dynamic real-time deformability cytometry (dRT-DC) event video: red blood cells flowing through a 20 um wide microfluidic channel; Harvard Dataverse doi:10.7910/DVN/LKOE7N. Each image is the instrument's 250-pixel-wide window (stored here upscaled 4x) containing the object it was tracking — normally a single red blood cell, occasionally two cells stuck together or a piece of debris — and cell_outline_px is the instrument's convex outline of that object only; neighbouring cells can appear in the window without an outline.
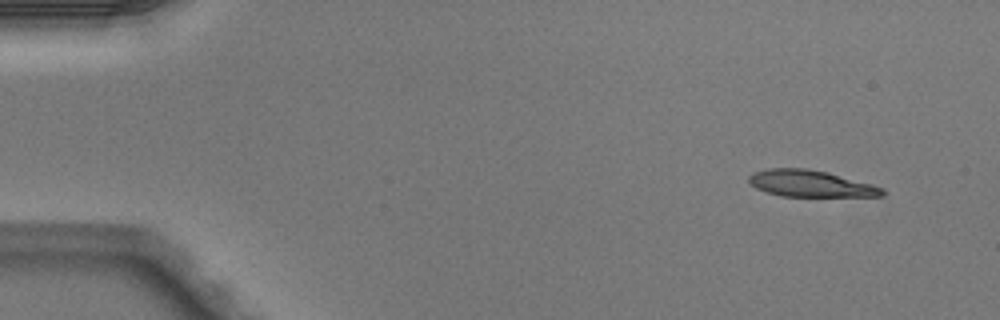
{"species": "Egyptian fruit bat (a non-hibernating species)", "species_latin": "Rousettus aegyptiacus", "temperature_condition": "warm", "stored_images_in_passage": 5, "segment_of_instrument_passage": [1, 2], "camera_frame_rate_fps": 3000, "um_per_image_px": 0.085, "animal": {"sex": "male"}, "frame": {"image": 1, "passage_image": 1, "time_ms": 0.0, "image_size_px": [1000, 320], "cell_outline_px": [[884, 196], [780, 196], [756, 188], [748, 180], [748, 176], [752, 172], [768, 168], [804, 168], [828, 172], [872, 184], [884, 188]], "centroid_in_image_um": [68.89, 15.6], "position_along_channel_um": 16.1, "area_um2": 20.63}}
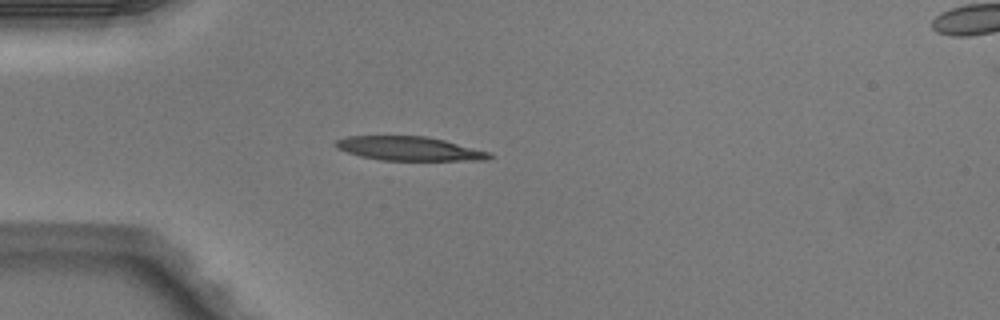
{"frame": {"image": 2, "passage_image": 4, "time_ms": 1.0, "image_size_px": [1000, 320], "cell_outline_px": [[496, 156], [488, 160], [380, 160], [360, 156], [336, 148], [332, 144], [336, 140], [348, 136], [424, 136], [444, 140], [492, 152]], "centroid_in_image_um": [34.82, 12.63], "position_along_channel_um": 50.2, "area_um2": 21.62}}